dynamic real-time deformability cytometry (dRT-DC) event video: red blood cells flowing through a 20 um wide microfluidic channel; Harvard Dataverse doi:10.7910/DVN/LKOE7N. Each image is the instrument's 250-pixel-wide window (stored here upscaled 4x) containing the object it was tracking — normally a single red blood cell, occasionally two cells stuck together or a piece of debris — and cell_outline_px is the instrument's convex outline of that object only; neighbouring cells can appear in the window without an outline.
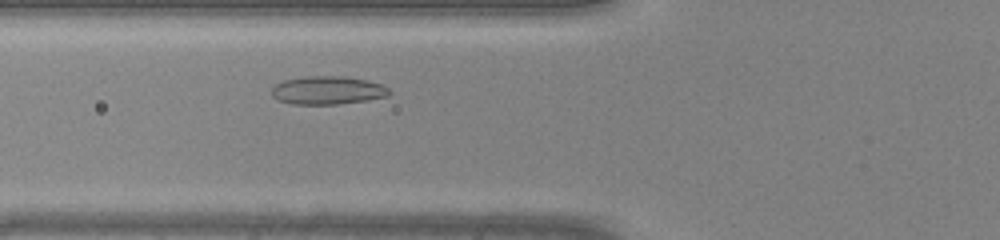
{"species": "common noctule bat (a hibernating species)", "species_latin": "Nyctalus noctula", "temperature_condition": "warm", "stored_images_in_passage": 28, "camera_frame_rate_fps": 3000, "um_per_image_px": 0.085, "animal": {"sex": "male", "body_mass_g": 20.0, "forearm_length_mm": 53.3}, "frame": {"image": 1, "passage_image": 7, "time_ms": 2.0, "image_size_px": [1000, 240], "cell_outline_px": [[392, 92], [388, 96], [368, 100], [336, 104], [292, 104], [276, 100], [272, 96], [272, 88], [276, 84], [284, 80], [308, 76], [340, 76], [368, 80], [380, 84], [388, 88]], "centroid_in_image_um": [27.85, 7.68], "position_along_channel_um": 98.0, "area_um2": 19.36}}
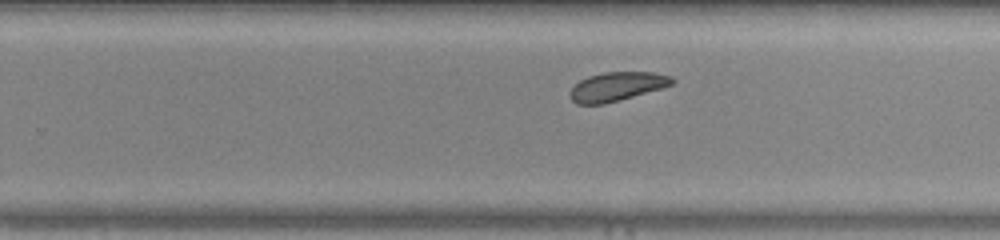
{"frame": {"image": 2, "passage_image": 19, "time_ms": 6.0, "image_size_px": [1000, 240], "cell_outline_px": [[676, 80], [672, 84], [664, 88], [620, 100], [604, 104], [576, 104], [572, 100], [568, 92], [580, 80], [588, 76], [604, 72], [652, 72], [672, 76]], "centroid_in_image_um": [52.46, 7.35], "position_along_channel_um": 277.3, "area_um2": 17.34}}
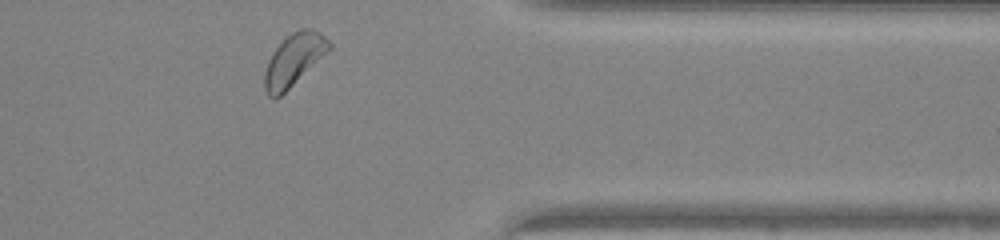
{"frame": {"image": 3, "passage_image": 27, "time_ms": 8.667, "image_size_px": [1000, 240], "cell_outline_px": [[332, 48], [276, 100], [272, 100], [268, 96], [264, 88], [264, 72], [268, 60], [272, 52], [292, 32], [300, 28], [312, 28], [320, 32], [332, 44]], "centroid_in_image_um": [24.96, 5.1], "position_along_channel_um": 386.4, "area_um2": 19.54}}